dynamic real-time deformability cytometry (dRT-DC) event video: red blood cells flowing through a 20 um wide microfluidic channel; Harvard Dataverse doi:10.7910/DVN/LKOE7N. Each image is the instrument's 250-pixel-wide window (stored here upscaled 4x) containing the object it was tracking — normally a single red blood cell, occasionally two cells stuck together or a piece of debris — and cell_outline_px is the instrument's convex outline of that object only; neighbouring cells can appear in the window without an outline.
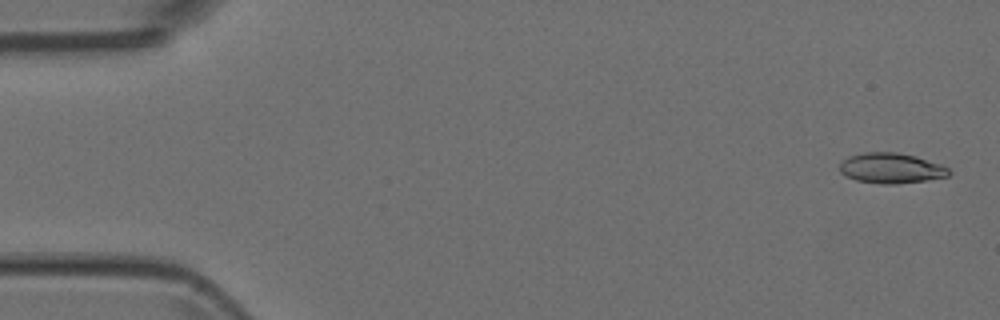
{"species": "Egyptian fruit bat (a non-hibernating species)", "species_latin": "Rousettus aegyptiacus", "temperature_condition": "room temperature", "stored_images_in_passage": 51, "camera_frame_rate_fps": 3000, "um_per_image_px": 0.085, "animal": {"sex": "female"}, "frame": {"image": 1, "passage_image": 2, "time_ms": 0.333, "image_size_px": [1000, 320], "cell_outline_px": [[952, 172], [948, 176], [924, 180], [896, 184], [880, 184], [856, 180], [844, 176], [840, 172], [840, 164], [848, 156], [864, 152], [896, 152], [916, 156], [940, 164], [948, 168]], "centroid_in_image_um": [75.72, 14.29], "position_along_channel_um": 9.3, "area_um2": 19.31}}
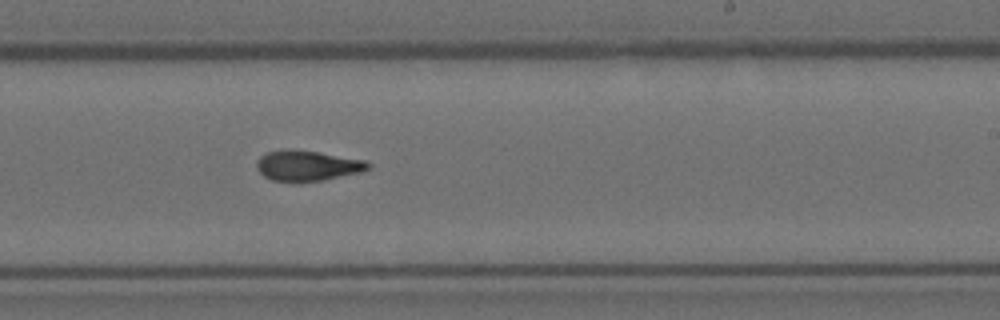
{"frame": {"image": 2, "passage_image": 31, "time_ms": 10.0, "image_size_px": [1000, 320], "cell_outline_px": [[372, 168], [360, 172], [324, 180], [300, 184], [292, 184], [272, 180], [264, 176], [256, 168], [256, 160], [260, 156], [268, 152], [316, 152], [364, 160], [372, 164]], "centroid_in_image_um": [26.14, 14.16], "position_along_channel_um": 262.9, "area_um2": 19.59}}
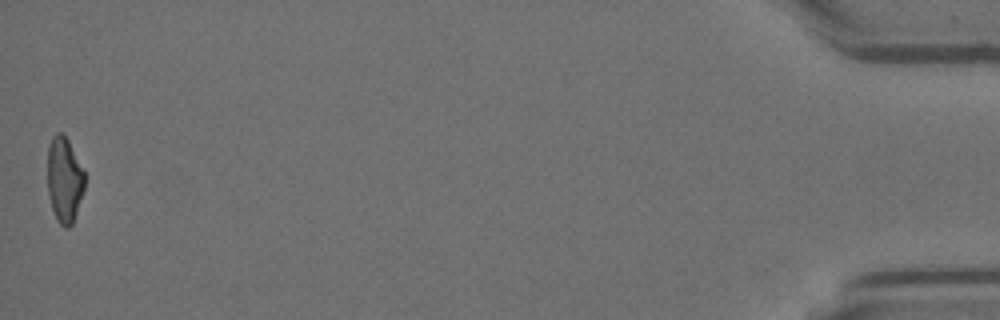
{"frame": {"image": 3, "passage_image": 51, "time_ms": 16.667, "image_size_px": [1000, 320], "cell_outline_px": [[84, 188], [72, 224], [68, 228], [64, 228], [56, 220], [52, 208], [48, 192], [48, 144], [52, 136], [56, 132], [60, 132], [68, 140], [84, 172]], "centroid_in_image_um": [5.45, 15.28], "position_along_channel_um": 429.8, "area_um2": 18.26}}